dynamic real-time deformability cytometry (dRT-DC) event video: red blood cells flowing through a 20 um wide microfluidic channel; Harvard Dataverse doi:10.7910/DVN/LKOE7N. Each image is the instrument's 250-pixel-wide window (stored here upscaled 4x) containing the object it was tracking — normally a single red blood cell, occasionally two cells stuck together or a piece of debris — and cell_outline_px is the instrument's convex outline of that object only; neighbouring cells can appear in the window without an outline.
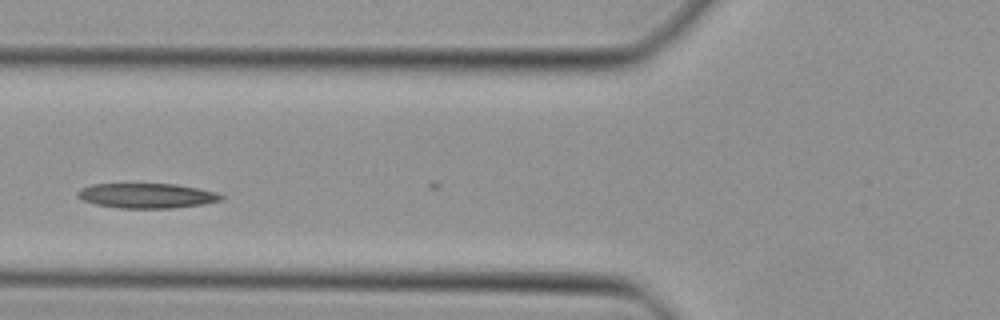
{"species": "Egyptian fruit bat (a non-hibernating species)", "species_latin": "Rousettus aegyptiacus", "temperature_condition": "cold", "stored_images_in_passage": 3, "camera_frame_rate_fps": 3000, "um_per_image_px": 0.085, "animal": {"sex": "female"}, "frame": {"image": 1, "passage_image": 2, "time_ms": 0.333, "image_size_px": [1000, 320], "cell_outline_px": [[224, 196], [220, 200], [204, 204], [172, 208], [120, 208], [96, 204], [84, 200], [76, 196], [76, 192], [80, 188], [92, 184], [176, 184], [200, 188], [216, 192]], "centroid_in_image_um": [12.47, 16.63], "position_along_channel_um": 113.3, "area_um2": 20.81}}